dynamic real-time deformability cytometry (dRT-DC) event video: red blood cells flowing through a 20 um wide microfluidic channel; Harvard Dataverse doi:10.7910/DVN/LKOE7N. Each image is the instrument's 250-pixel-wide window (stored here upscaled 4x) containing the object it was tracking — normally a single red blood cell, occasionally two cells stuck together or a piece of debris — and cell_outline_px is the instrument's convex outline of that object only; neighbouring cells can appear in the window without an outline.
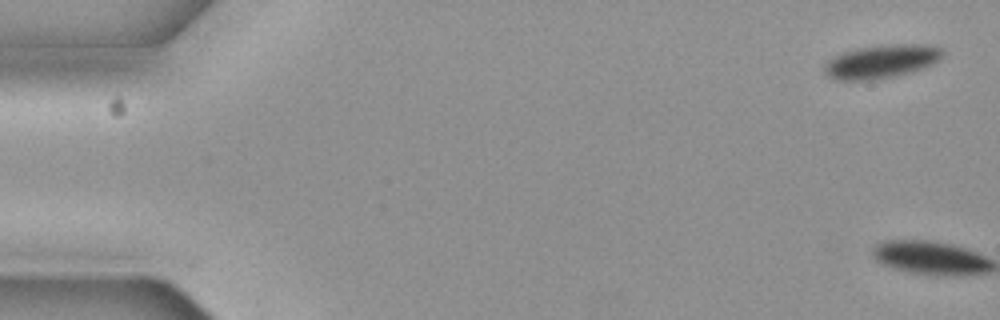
{"species": "common noctule bat (a hibernating species)", "species_latin": "Nyctalus noctula", "temperature_condition": "cold", "stored_images_in_passage": 7, "camera_frame_rate_fps": 3000, "um_per_image_px": 0.085, "animal": {"sex": "female", "body_mass_g": 19.3, "forearm_length_mm": 54.1}, "frame": {"image": 1, "passage_image": 1, "time_ms": 0.0, "image_size_px": [1000, 320], "cell_outline_px": [[944, 56], [940, 60], [924, 68], [912, 72], [896, 76], [876, 80], [832, 80], [824, 72], [824, 64], [832, 56], [844, 52], [860, 48], [880, 44], [928, 44], [940, 48], [944, 52]], "centroid_in_image_um": [74.93, 5.23], "position_along_channel_um": 10.1, "area_um2": 23.52}}